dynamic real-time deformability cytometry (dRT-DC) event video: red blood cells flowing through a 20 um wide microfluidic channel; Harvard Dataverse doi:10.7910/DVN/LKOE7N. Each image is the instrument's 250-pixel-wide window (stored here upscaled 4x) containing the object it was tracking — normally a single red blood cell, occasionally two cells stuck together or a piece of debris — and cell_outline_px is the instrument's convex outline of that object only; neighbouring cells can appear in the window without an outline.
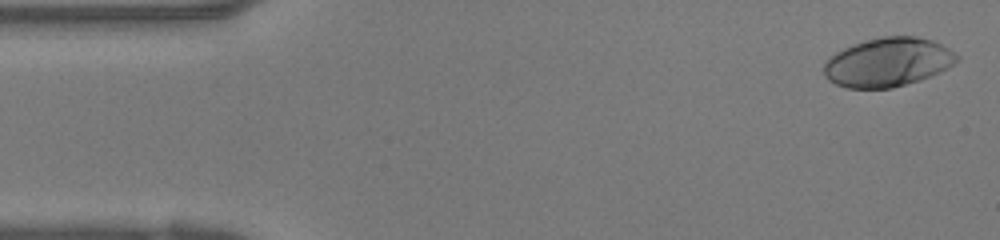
{"species": "human", "species_latin": "Homo sapiens", "temperature_condition": "warm", "stored_images_in_passage": 39, "camera_frame_rate_fps": 3000, "um_per_image_px": 0.085, "donor": {"sex": "female"}, "frame": {"image": 1, "passage_image": 1, "time_ms": 0.0, "image_size_px": [1000, 240], "cell_outline_px": [[960, 60], [940, 72], [920, 80], [892, 88], [848, 88], [836, 84], [828, 80], [824, 76], [824, 60], [836, 52], [852, 44], [864, 40], [880, 36], [916, 36], [932, 40], [948, 48], [960, 56]], "centroid_in_image_um": [75.46, 5.28], "position_along_channel_um": 9.5, "area_um2": 38.15}}
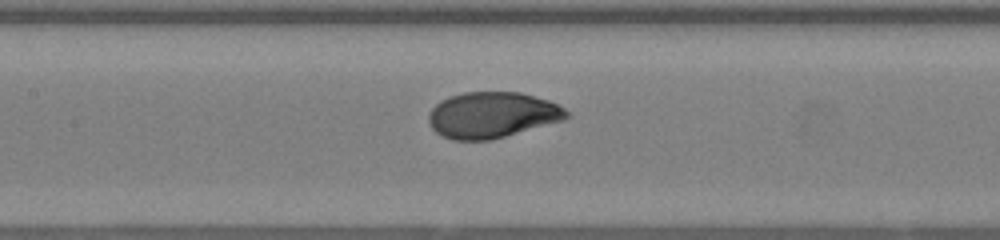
{"frame": {"image": 2, "passage_image": 17, "time_ms": 5.333, "image_size_px": [1000, 240], "cell_outline_px": [[572, 116], [564, 120], [492, 140], [452, 140], [436, 132], [432, 128], [428, 120], [428, 116], [432, 108], [440, 100], [448, 96], [464, 92], [520, 92], [548, 100], [564, 108]], "centroid_in_image_um": [41.84, 9.77], "position_along_channel_um": 165.6, "area_um2": 37.05}}
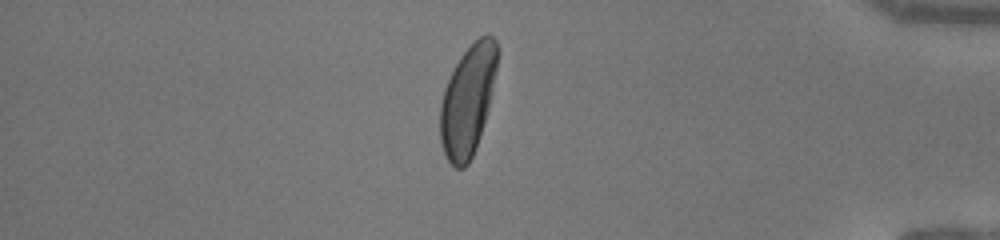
{"frame": {"image": 3, "passage_image": 33, "time_ms": 10.667, "image_size_px": [1000, 240], "cell_outline_px": [[500, 52], [488, 104], [480, 136], [476, 148], [468, 164], [464, 168], [456, 168], [448, 160], [444, 152], [440, 140], [440, 104], [444, 88], [460, 56], [480, 36], [492, 36], [496, 40], [500, 48]], "centroid_in_image_um": [39.75, 8.52], "position_along_channel_um": 395.4, "area_um2": 36.3}}